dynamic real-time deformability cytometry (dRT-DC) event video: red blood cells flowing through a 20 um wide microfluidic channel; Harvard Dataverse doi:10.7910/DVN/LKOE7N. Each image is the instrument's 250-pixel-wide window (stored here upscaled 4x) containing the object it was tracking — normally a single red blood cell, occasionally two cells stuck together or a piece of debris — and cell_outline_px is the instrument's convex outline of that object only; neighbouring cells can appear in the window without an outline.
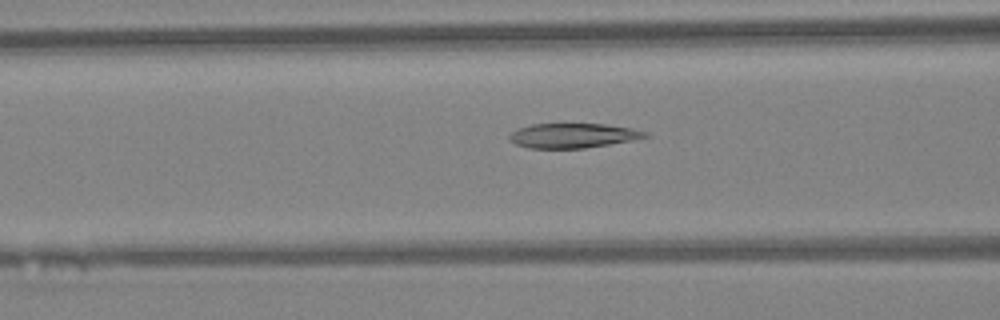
{"species": "Egyptian fruit bat (a non-hibernating species)", "species_latin": "Rousettus aegyptiacus", "temperature_condition": "warm", "stored_images_in_passage": 25, "camera_frame_rate_fps": 3000, "um_per_image_px": 0.085, "animal": {"sex": "female"}, "frame": {"image": 1, "passage_image": 6, "time_ms": 1.667, "image_size_px": [1000, 320], "cell_outline_px": [[652, 136], [632, 140], [584, 148], [528, 148], [516, 144], [508, 136], [516, 128], [532, 124], [604, 124], [628, 128], [648, 132]], "centroid_in_image_um": [48.69, 11.52], "position_along_channel_um": 117.9, "area_um2": 19.31}}
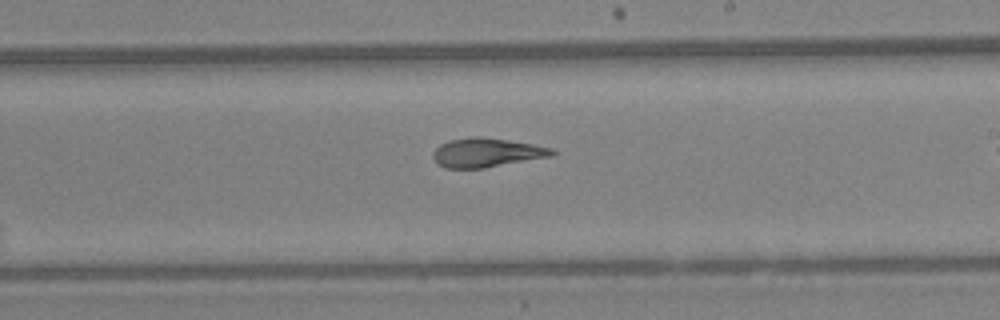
{"frame": {"image": 2, "passage_image": 15, "time_ms": 4.667, "image_size_px": [1000, 320], "cell_outline_px": [[556, 152], [552, 156], [484, 168], [444, 168], [436, 164], [432, 156], [432, 152], [440, 144], [448, 140], [472, 136], [480, 136], [508, 140], [532, 144], [552, 148]], "centroid_in_image_um": [41.31, 12.97], "position_along_channel_um": 247.7, "area_um2": 20.29}}
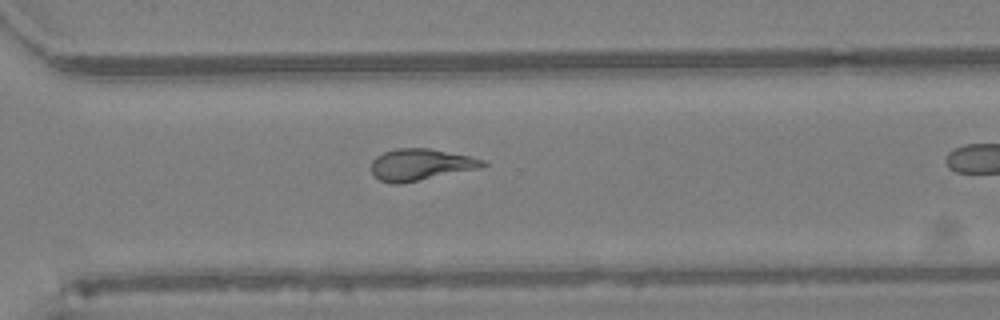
{"frame": {"image": 3, "passage_image": 21, "time_ms": 6.667, "image_size_px": [1000, 320], "cell_outline_px": [[488, 164], [480, 168], [400, 184], [392, 184], [380, 180], [372, 172], [372, 160], [376, 156], [384, 152], [396, 148], [428, 148], [472, 156], [484, 160]], "centroid_in_image_um": [35.77, 13.99], "position_along_channel_um": 334.8, "area_um2": 20.52}}